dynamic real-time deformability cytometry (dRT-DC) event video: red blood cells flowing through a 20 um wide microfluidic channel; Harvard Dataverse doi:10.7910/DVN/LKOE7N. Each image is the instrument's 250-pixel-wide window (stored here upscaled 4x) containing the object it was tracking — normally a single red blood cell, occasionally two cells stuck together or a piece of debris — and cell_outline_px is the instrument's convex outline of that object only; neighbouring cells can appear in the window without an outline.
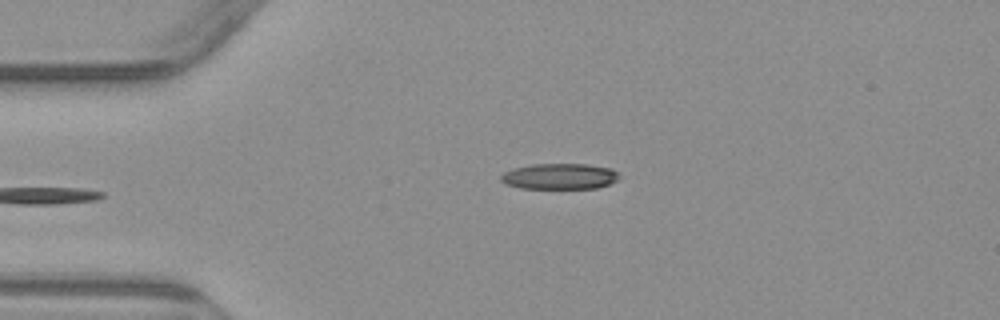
{"species": "common noctule bat (a hibernating species)", "species_latin": "Nyctalus noctula", "temperature_condition": "warm", "stored_images_in_passage": 5, "camera_frame_rate_fps": 3000, "um_per_image_px": 0.085, "animal": {"sex": "male", "body_mass_g": 23.1, "forearm_length_mm": 52.7}, "frame": {"image": 1, "passage_image": 5, "time_ms": 5.333, "image_size_px": [1000, 320], "cell_outline_px": [[620, 176], [616, 180], [608, 184], [596, 188], [520, 188], [504, 184], [500, 180], [500, 176], [504, 172], [512, 168], [532, 164], [588, 164], [612, 168]], "centroid_in_image_um": [47.53, 14.98], "position_along_channel_um": 37.5, "area_um2": 17.86}}